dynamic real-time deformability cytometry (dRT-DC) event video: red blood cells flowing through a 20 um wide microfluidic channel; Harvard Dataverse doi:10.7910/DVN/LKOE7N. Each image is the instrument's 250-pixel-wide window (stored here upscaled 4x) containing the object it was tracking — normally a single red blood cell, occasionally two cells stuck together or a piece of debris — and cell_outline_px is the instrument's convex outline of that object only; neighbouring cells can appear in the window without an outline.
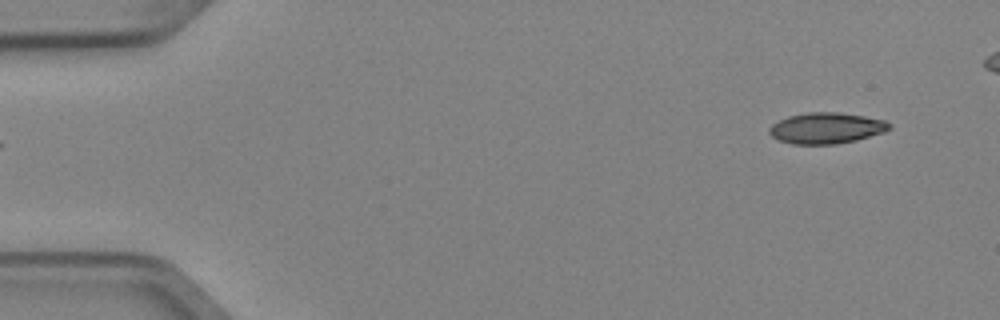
{"species": "Egyptian fruit bat (a non-hibernating species)", "species_latin": "Rousettus aegyptiacus", "temperature_condition": "cold", "stored_images_in_passage": 6, "segment_of_instrument_passage": [2, 2], "camera_frame_rate_fps": 3000, "um_per_image_px": 0.085, "animal": {"sex": "female"}, "frame": {"image": 1, "passage_image": 6, "time_ms": 1.667, "image_size_px": [1000, 320], "cell_outline_px": [[892, 128], [884, 132], [856, 140], [836, 144], [792, 144], [780, 140], [772, 136], [768, 132], [768, 128], [772, 124], [788, 116], [808, 112], [836, 112], [864, 116], [884, 120], [892, 124]], "centroid_in_image_um": [70.25, 10.89], "position_along_channel_um": 14.8, "area_um2": 21.68}}